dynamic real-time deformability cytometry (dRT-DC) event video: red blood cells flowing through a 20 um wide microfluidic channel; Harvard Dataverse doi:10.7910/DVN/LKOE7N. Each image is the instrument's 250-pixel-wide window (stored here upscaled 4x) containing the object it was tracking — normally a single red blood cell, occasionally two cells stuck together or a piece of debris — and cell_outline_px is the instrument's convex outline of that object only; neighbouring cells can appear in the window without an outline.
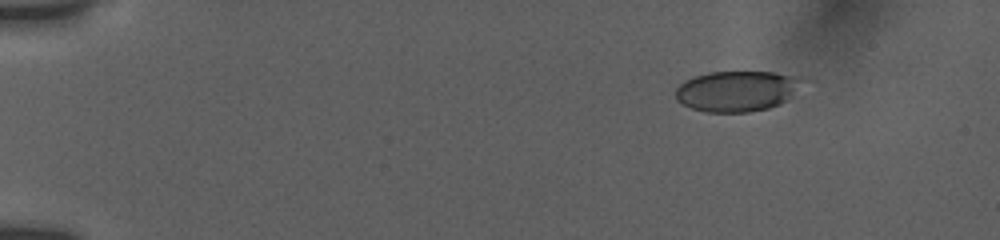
{"species": "human", "species_latin": "Homo sapiens", "temperature_condition": "room temperature", "stored_images_in_passage": 57, "camera_frame_rate_fps": 3000, "um_per_image_px": 0.085, "donor": {"sex": "female"}, "frame": {"image": 1, "passage_image": 1, "time_ms": 0.0, "image_size_px": [1000, 240], "cell_outline_px": [[816, 80], [780, 104], [768, 108], [748, 112], [708, 112], [692, 108], [676, 100], [676, 88], [684, 80], [692, 76], [708, 72], [772, 72], [812, 76]], "centroid_in_image_um": [62.86, 7.7], "position_along_channel_um": 22.1, "area_um2": 31.27}}
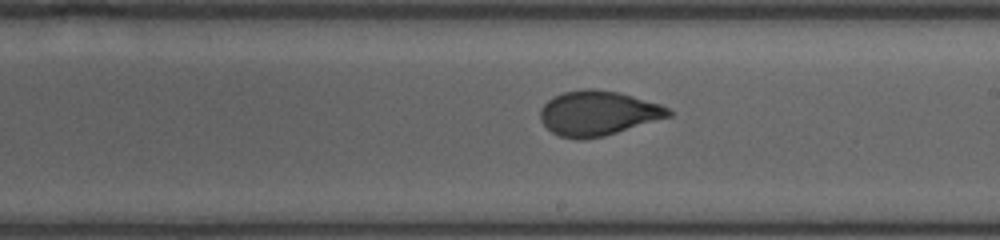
{"frame": {"image": 2, "passage_image": 36, "time_ms": 8.667, "image_size_px": [1000, 240], "cell_outline_px": [[672, 116], [604, 136], [580, 140], [560, 136], [552, 132], [540, 120], [540, 108], [548, 100], [564, 92], [584, 88], [592, 88], [616, 92], [632, 96], [660, 104], [668, 108], [672, 112]], "centroid_in_image_um": [50.82, 9.63], "position_along_channel_um": 238.2, "area_um2": 33.23}}
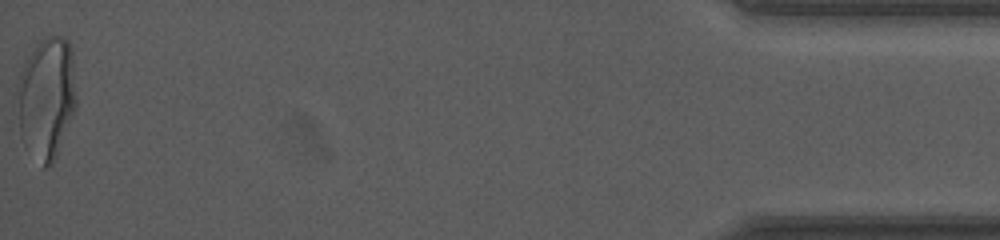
{"frame": {"image": 3, "passage_image": 57, "time_ms": 16.0, "image_size_px": [1000, 240], "cell_outline_px": [[76, 108], [56, 156], [44, 168], [24, 144], [20, 136], [20, 72], [24, 60], [40, 40], [44, 36], [60, 36], [68, 40], [72, 52], [76, 96]], "centroid_in_image_um": [3.99, 8.27], "position_along_channel_um": 431.2, "area_um2": 41.1}, "authors_computed_cell_mechanics": {"area_um2": 33.235, "velocity_mm_per_s": 3.7978, "shape_relaxation_time_tau1_ms": 7.639, "shape_relaxation_time_tau2_ms": null, "deformation_change_tau1": 0.1999, "deformation_change_tau2": null}}